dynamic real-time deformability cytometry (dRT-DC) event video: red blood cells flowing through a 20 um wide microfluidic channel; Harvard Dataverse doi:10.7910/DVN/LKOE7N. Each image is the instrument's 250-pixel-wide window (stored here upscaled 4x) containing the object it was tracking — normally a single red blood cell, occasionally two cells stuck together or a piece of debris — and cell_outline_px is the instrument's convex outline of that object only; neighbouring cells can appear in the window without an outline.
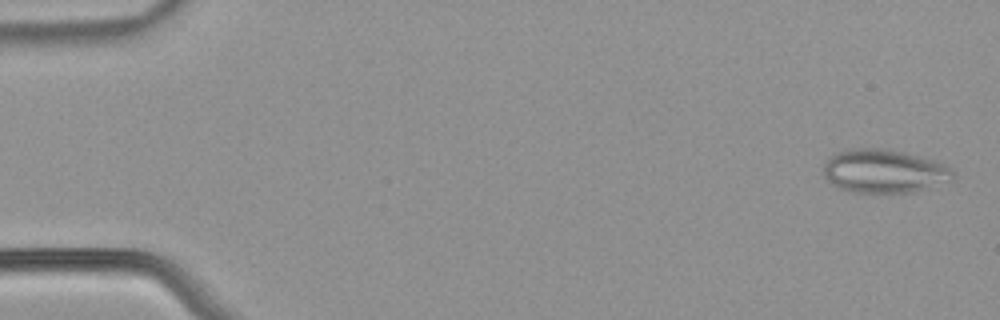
{"species": "common noctule bat (a hibernating species)", "species_latin": "Nyctalus noctula", "temperature_condition": "warm", "stored_images_in_passage": 53, "camera_frame_rate_fps": 3000, "um_per_image_px": 0.085, "animal": {"sex": "male", "body_mass_g": 21.5, "forearm_length_mm": 52.0}, "frame": {"image": 1, "passage_image": 2, "time_ms": 0.333, "image_size_px": [1000, 320], "cell_outline_px": [[956, 176], [952, 180], [912, 192], [852, 192], [840, 188], [832, 184], [824, 176], [824, 164], [828, 156], [836, 152], [852, 148], [880, 148], [904, 152], [932, 160], [944, 164]], "centroid_in_image_um": [75.1, 14.54], "position_along_channel_um": 9.9, "area_um2": 32.6}}
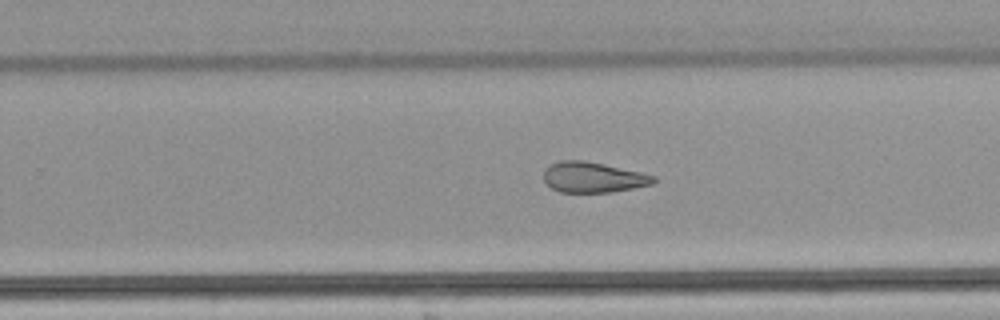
{"frame": {"image": 2, "passage_image": 34, "time_ms": 11.0, "image_size_px": [1000, 320], "cell_outline_px": [[656, 180], [652, 184], [612, 192], [560, 192], [552, 188], [544, 180], [544, 168], [560, 160], [584, 160], [640, 172], [656, 176]], "centroid_in_image_um": [50.4, 15.07], "position_along_channel_um": 279.4, "area_um2": 19.36}}
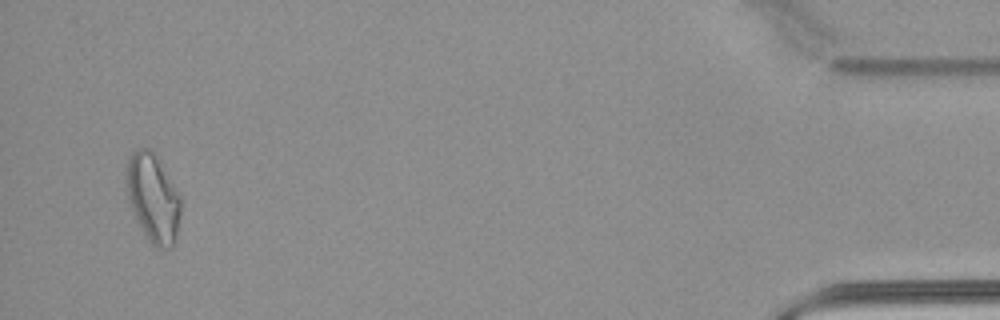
{"frame": {"image": 3, "passage_image": 51, "time_ms": 16.667, "image_size_px": [1000, 320], "cell_outline_px": [[180, 212], [176, 240], [172, 248], [160, 252], [148, 240], [136, 220], [128, 200], [128, 160], [132, 152], [136, 148], [152, 148], [180, 196]], "centroid_in_image_um": [13.03, 16.89], "position_along_channel_um": 422.2, "area_um2": 27.92}, "authors_computed_cell_mechanics": {"area_um2": 24.3338, "velocity_mm_per_s": 3.9207, "shape_relaxation_time_tau1_ms": null, "shape_relaxation_time_tau2_ms": 3.1704, "deformation_change_tau1": null, "deformation_change_tau2": 0.1192}}